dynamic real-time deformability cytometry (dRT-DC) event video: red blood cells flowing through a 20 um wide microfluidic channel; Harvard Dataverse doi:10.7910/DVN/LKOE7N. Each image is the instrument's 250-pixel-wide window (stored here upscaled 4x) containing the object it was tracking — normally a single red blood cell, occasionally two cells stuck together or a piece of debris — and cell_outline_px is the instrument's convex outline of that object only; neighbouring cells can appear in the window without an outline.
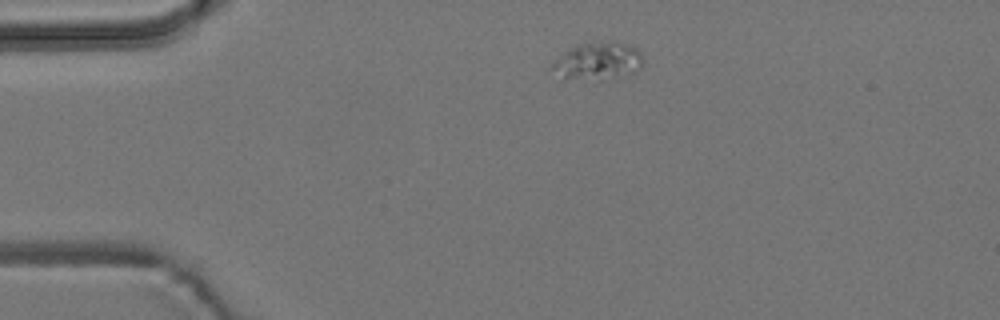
{"species": "common noctule bat (a hibernating species)", "species_latin": "Nyctalus noctula", "temperature_condition": "room temperature", "stored_images_in_passage": 2, "camera_frame_rate_fps": 3000, "um_per_image_px": 0.085, "animal": {"sex": "male", "body_mass_g": 19.2, "forearm_length_mm": 51.8}, "frame": {"image": 1, "passage_image": 1, "time_ms": 0.0, "image_size_px": [1000, 320], "cell_outline_px": [[644, 60], [640, 68], [636, 72], [604, 80], [564, 80], [548, 68], [548, 64], [564, 52], [576, 44], [588, 40], [616, 40], [636, 48], [640, 52]], "centroid_in_image_um": [50.75, 5.18], "position_along_channel_um": 34.2, "area_um2": 21.1}}